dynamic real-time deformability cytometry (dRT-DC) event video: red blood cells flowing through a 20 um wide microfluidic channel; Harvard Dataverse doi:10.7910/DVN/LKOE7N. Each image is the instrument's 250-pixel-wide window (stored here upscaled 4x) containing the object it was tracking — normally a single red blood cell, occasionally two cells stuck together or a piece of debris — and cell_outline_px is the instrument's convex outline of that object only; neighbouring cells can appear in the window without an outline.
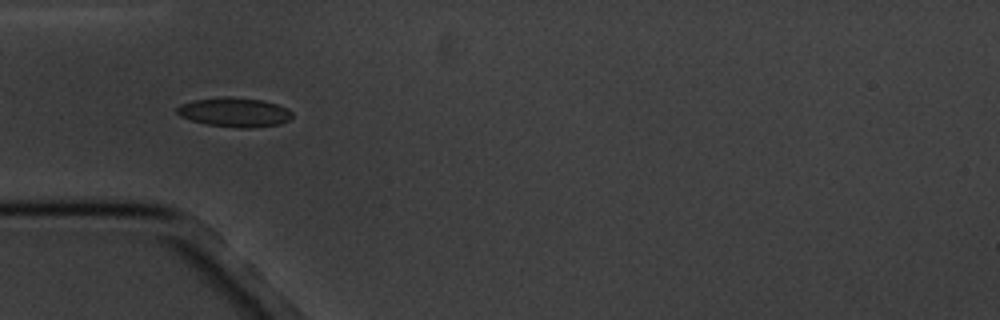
{"species": "common noctule bat (a hibernating species)", "species_latin": "Nyctalus noctula", "temperature_condition": "cold", "stored_images_in_passage": 11, "camera_frame_rate_fps": 3000, "um_per_image_px": 0.085, "animal": {"sex": "male", "body_mass_g": 20.1, "forearm_length_mm": 53.5}, "frame": {"image": 1, "passage_image": 5, "time_ms": 4.667, "image_size_px": [1000, 320], "cell_outline_px": [[292, 116], [288, 120], [280, 124], [252, 128], [236, 128], [208, 124], [192, 120], [180, 116], [176, 112], [176, 108], [180, 104], [192, 100], [224, 96], [232, 96], [260, 100], [276, 104], [288, 108], [292, 112]], "centroid_in_image_um": [19.92, 9.53], "position_along_channel_um": 65.1, "area_um2": 19.77}}
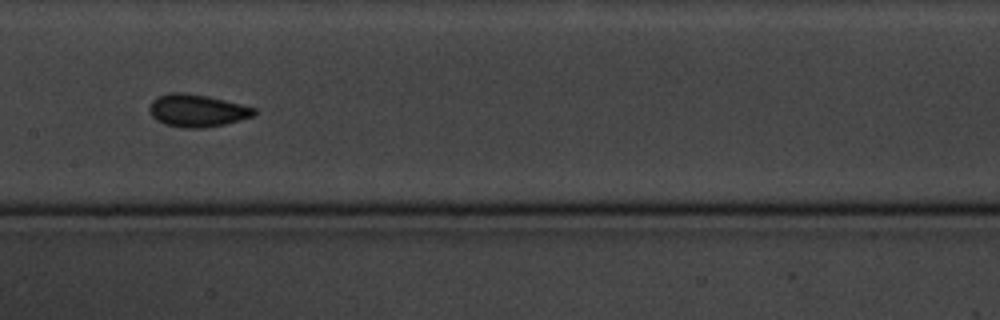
{"frame": {"image": 2, "passage_image": 8, "time_ms": 8.333, "image_size_px": [1000, 320], "cell_outline_px": [[256, 116], [224, 124], [204, 128], [184, 128], [164, 124], [156, 120], [152, 116], [148, 108], [152, 100], [156, 96], [168, 92], [184, 92], [208, 96], [256, 108]], "centroid_in_image_um": [16.73, 9.39], "position_along_channel_um": 190.7, "area_um2": 20.06}}
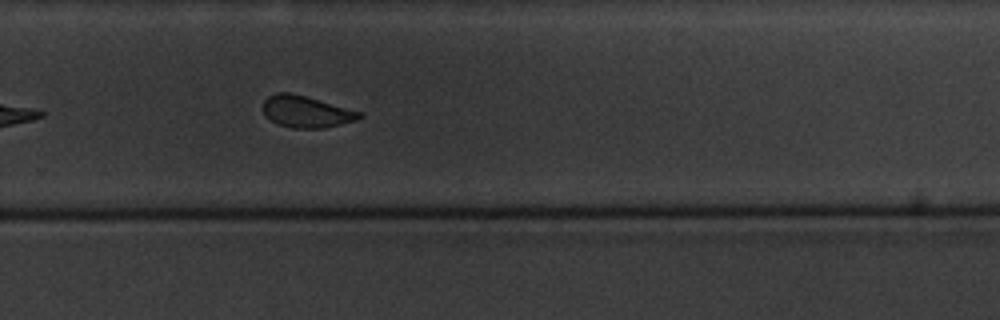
{"frame": {"image": 3, "passage_image": 11, "time_ms": 11.667, "image_size_px": [1000, 320], "cell_outline_px": [[364, 116], [356, 120], [324, 128], [292, 128], [276, 124], [264, 116], [264, 100], [268, 96], [276, 92], [292, 92], [308, 96], [364, 112]], "centroid_in_image_um": [26.05, 9.48], "position_along_channel_um": 303.8, "area_um2": 18.21}}